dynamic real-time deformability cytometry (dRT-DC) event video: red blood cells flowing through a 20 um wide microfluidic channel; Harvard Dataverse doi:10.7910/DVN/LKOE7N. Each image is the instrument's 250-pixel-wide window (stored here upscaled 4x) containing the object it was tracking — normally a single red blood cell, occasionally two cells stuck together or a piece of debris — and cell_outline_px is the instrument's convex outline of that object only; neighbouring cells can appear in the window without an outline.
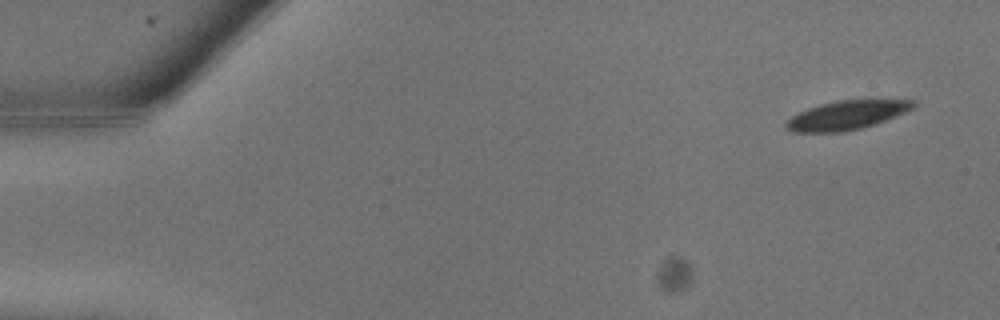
{"species": "common noctule bat (a hibernating species)", "species_latin": "Nyctalus noctula", "temperature_condition": "warm", "stored_images_in_passage": 6, "camera_frame_rate_fps": 3000, "um_per_image_px": 0.085, "animal": {"sex": "male", "body_mass_g": 13.3}, "frame": {"image": 1, "passage_image": 2, "time_ms": 0.333, "image_size_px": [1000, 320], "cell_outline_px": [[916, 108], [884, 120], [860, 128], [844, 132], [792, 132], [784, 128], [784, 124], [792, 116], [808, 108], [820, 104], [836, 100], [916, 100]], "centroid_in_image_um": [71.95, 9.79], "position_along_channel_um": 13.0, "area_um2": 21.33}}